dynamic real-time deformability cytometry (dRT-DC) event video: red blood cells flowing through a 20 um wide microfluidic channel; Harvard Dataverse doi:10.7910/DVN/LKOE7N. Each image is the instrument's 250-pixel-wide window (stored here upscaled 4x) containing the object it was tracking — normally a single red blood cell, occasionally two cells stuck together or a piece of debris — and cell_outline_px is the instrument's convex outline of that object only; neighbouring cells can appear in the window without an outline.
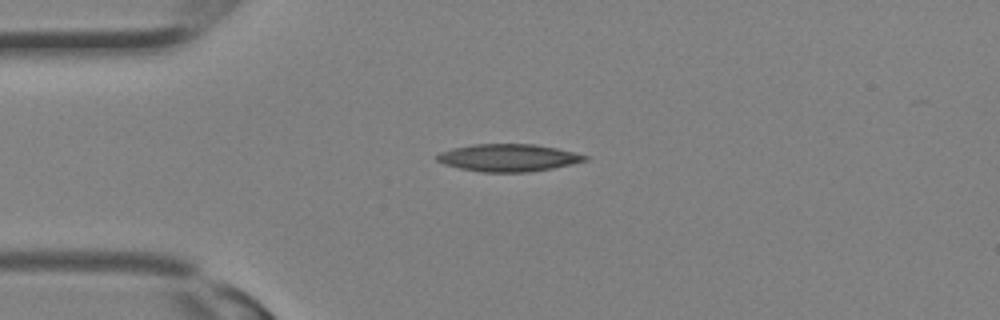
{"species": "Egyptian fruit bat (a non-hibernating species)", "species_latin": "Rousettus aegyptiacus", "temperature_condition": "room temperature", "stored_images_in_passage": 28, "camera_frame_rate_fps": 3000, "um_per_image_px": 0.085, "animal": {"sex": "female"}, "frame": {"image": 1, "passage_image": 7, "time_ms": 2.0, "image_size_px": [1000, 320], "cell_outline_px": [[588, 160], [572, 164], [552, 168], [528, 172], [480, 172], [460, 168], [444, 164], [436, 160], [436, 156], [440, 152], [452, 148], [472, 144], [536, 144], [556, 148], [588, 156]], "centroid_in_image_um": [43.19, 13.4], "position_along_channel_um": 41.8, "area_um2": 23.58}}
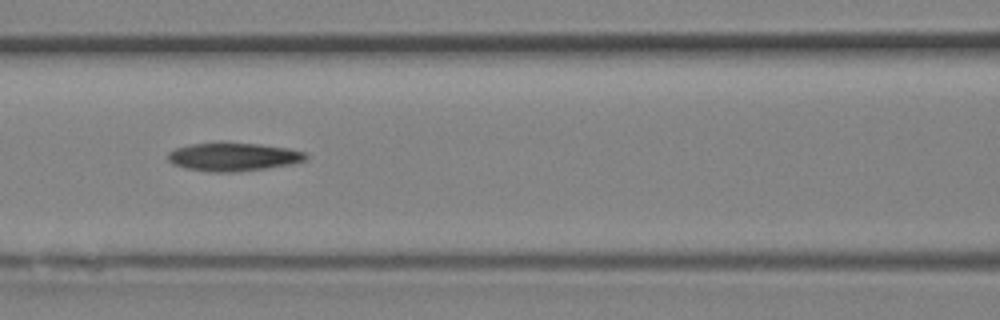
{"frame": {"image": 2, "passage_image": 13, "time_ms": 4.0, "image_size_px": [1000, 320], "cell_outline_px": [[308, 160], [292, 164], [268, 168], [236, 172], [208, 172], [184, 168], [172, 164], [168, 160], [168, 152], [176, 148], [192, 144], [260, 144], [288, 148], [304, 152], [308, 156]], "centroid_in_image_um": [19.85, 13.36], "position_along_channel_um": 146.7, "area_um2": 22.54}}
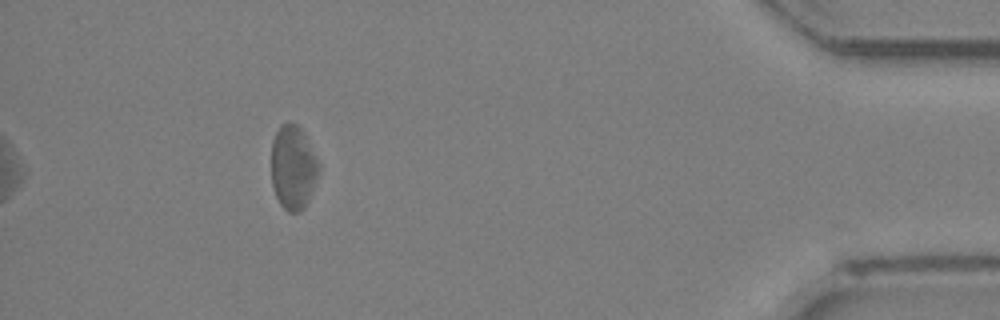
{"frame": {"image": 3, "passage_image": 28, "time_ms": 9.0, "image_size_px": [1000, 320], "cell_outline_px": [[320, 172], [308, 200], [304, 208], [300, 212], [288, 212], [280, 204], [276, 196], [272, 184], [272, 140], [280, 124], [288, 120], [296, 124], [304, 132], [320, 164]], "centroid_in_image_um": [24.93, 14.2], "position_along_channel_um": 410.3, "area_um2": 23.52}}